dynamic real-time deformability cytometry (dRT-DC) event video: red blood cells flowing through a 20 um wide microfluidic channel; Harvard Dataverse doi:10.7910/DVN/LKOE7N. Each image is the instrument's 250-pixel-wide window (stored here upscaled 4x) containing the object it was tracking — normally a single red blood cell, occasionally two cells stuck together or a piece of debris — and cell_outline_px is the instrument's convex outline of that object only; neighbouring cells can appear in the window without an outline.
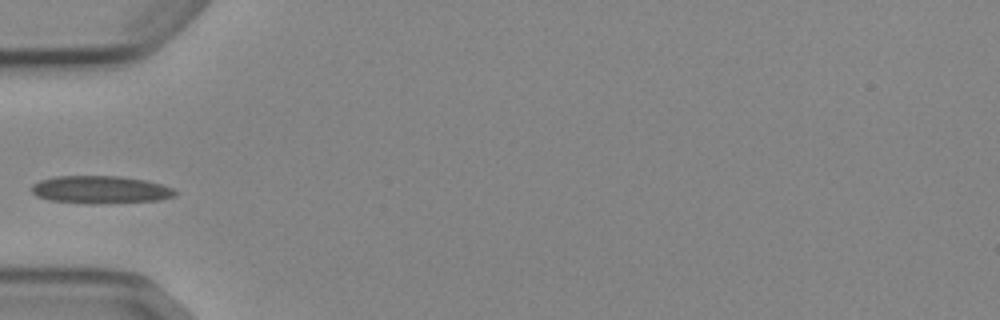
{"species": "Egyptian fruit bat (a non-hibernating species)", "species_latin": "Rousettus aegyptiacus", "temperature_condition": "cold", "stored_images_in_passage": 1, "camera_frame_rate_fps": 3000, "um_per_image_px": 0.085, "animal": {"sex": "female"}, "frame": {"image": 1, "passage_image": 1, "time_ms": 0.0, "image_size_px": [1000, 320], "cell_outline_px": [[176, 196], [156, 200], [92, 204], [48, 200], [36, 196], [32, 192], [32, 184], [40, 180], [56, 176], [120, 176], [144, 180], [160, 184], [172, 188], [176, 192]], "centroid_in_image_um": [8.49, 16.12], "position_along_channel_um": 76.5, "area_um2": 23.0}}